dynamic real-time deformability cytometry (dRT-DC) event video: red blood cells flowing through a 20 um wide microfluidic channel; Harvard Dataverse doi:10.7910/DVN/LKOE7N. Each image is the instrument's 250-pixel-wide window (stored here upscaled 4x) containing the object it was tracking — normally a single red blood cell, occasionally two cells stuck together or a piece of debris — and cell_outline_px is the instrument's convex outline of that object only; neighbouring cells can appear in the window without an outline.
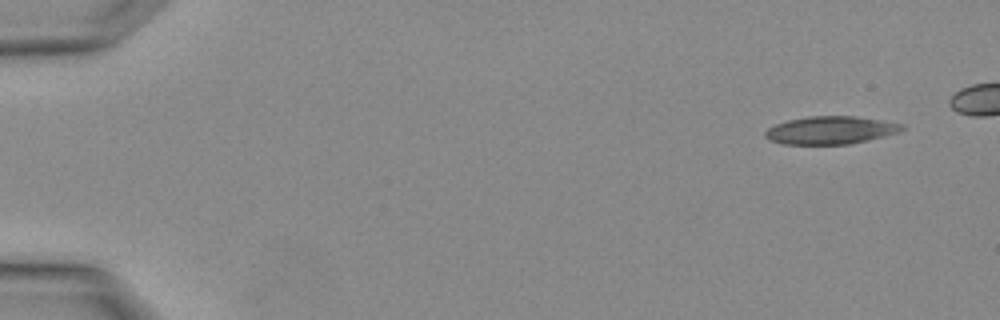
{"species": "Egyptian fruit bat (a non-hibernating species)", "species_latin": "Rousettus aegyptiacus", "temperature_condition": "warm", "stored_images_in_passage": 5, "camera_frame_rate_fps": 3000, "um_per_image_px": 0.085, "animal": {"sex": "female"}, "frame": {"image": 1, "passage_image": 1, "time_ms": 0.0, "image_size_px": [1000, 320], "cell_outline_px": [[904, 128], [900, 132], [884, 136], [848, 144], [784, 144], [768, 140], [764, 136], [764, 132], [768, 128], [776, 124], [788, 120], [808, 116], [856, 116], [884, 120], [904, 124]], "centroid_in_image_um": [70.6, 11.06], "position_along_channel_um": 14.4, "area_um2": 22.25}}